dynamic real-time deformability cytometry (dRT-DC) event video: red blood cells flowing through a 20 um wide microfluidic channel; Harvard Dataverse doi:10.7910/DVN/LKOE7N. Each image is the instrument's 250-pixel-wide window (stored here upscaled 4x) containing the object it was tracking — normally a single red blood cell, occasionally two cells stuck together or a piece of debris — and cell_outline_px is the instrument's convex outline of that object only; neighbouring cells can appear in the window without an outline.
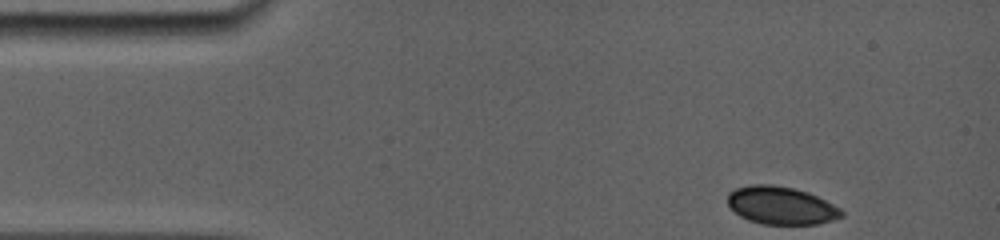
{"species": "common noctule bat (a hibernating species)", "species_latin": "Nyctalus noctula", "temperature_condition": "room temperature", "stored_images_in_passage": 7, "camera_frame_rate_fps": 5000, "um_per_image_px": 0.085, "animal": {"sex": "female", "body_mass_g": 19.0, "forearm_length_mm": 56.7}, "frame": {"image": 1, "passage_image": 1, "time_ms": 0.0, "image_size_px": [1000, 240], "cell_outline_px": [[844, 216], [832, 220], [816, 224], [760, 224], [748, 220], [740, 216], [728, 204], [728, 192], [736, 188], [752, 184], [772, 184], [792, 188], [808, 192], [840, 208], [844, 212]], "centroid_in_image_um": [66.38, 17.47], "position_along_channel_um": 18.6, "area_um2": 25.03}}